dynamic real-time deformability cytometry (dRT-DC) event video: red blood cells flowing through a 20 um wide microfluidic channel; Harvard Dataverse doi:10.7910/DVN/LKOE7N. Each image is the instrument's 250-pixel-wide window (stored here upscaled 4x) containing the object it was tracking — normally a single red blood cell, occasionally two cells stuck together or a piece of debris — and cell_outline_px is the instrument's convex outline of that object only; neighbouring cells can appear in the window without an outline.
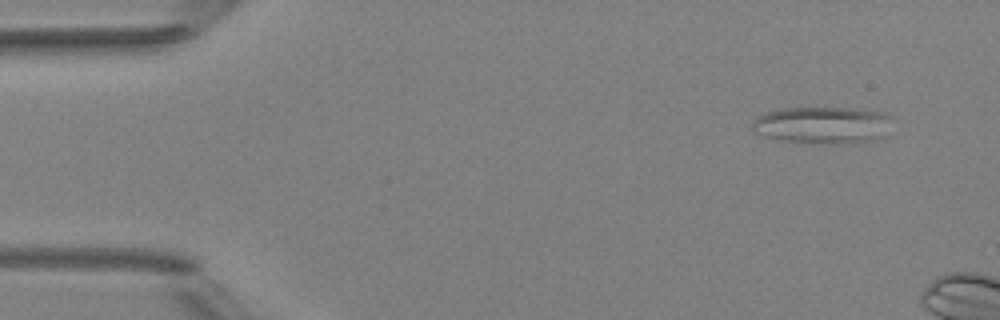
{"species": "Egyptian fruit bat (a non-hibernating species)", "species_latin": "Rousettus aegyptiacus", "temperature_condition": "room temperature", "stored_images_in_passage": 4, "camera_frame_rate_fps": 3000, "um_per_image_px": 0.085, "animal": {"sex": "female"}, "frame": {"image": 1, "passage_image": 1, "time_ms": 0.0, "image_size_px": [1000, 320], "cell_outline_px": [[892, 116], [880, 136], [872, 140], [784, 140], [764, 136], [756, 132], [752, 128], [752, 120], [756, 116], [780, 108], [848, 108], [880, 112]], "centroid_in_image_um": [69.79, 10.55], "position_along_channel_um": 15.2, "area_um2": 28.15}}